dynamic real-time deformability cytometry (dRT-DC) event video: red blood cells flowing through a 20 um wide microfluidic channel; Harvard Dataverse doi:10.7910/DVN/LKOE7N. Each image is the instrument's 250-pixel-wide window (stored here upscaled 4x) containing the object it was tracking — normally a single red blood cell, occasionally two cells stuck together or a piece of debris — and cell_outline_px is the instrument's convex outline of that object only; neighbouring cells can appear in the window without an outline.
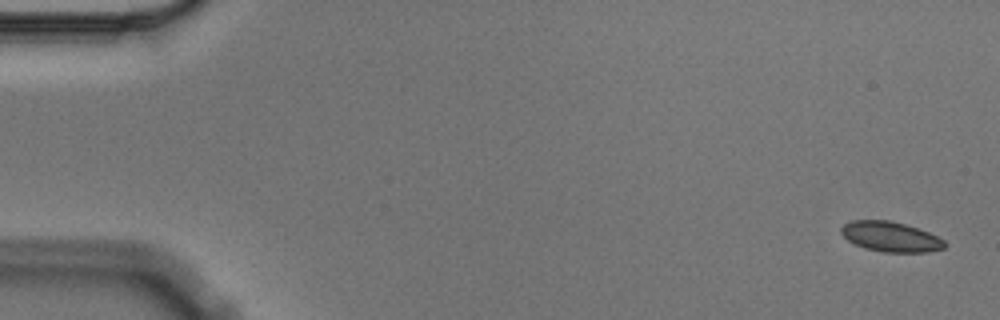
{"species": "Egyptian fruit bat (a non-hibernating species)", "species_latin": "Rousettus aegyptiacus", "temperature_condition": "cold", "stored_images_in_passage": 5, "camera_frame_rate_fps": 3000, "um_per_image_px": 0.085, "animal": {"sex": "male"}, "frame": {"image": 1, "passage_image": 1, "time_ms": 0.0, "image_size_px": [1000, 320], "cell_outline_px": [[944, 248], [928, 252], [884, 252], [868, 248], [856, 244], [848, 240], [840, 232], [840, 228], [844, 224], [852, 220], [888, 220], [904, 224], [928, 232], [944, 240]], "centroid_in_image_um": [75.68, 20.11], "position_along_channel_um": 9.3, "area_um2": 17.8}}